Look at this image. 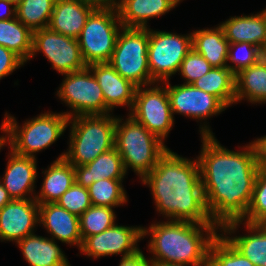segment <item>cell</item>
I'll return each instance as SVG.
<instances>
[{"mask_svg":"<svg viewBox=\"0 0 266 266\" xmlns=\"http://www.w3.org/2000/svg\"><path fill=\"white\" fill-rule=\"evenodd\" d=\"M261 60V48L249 42L230 43L227 67L236 75Z\"/></svg>","mask_w":266,"mask_h":266,"instance_id":"35","label":"cell"},{"mask_svg":"<svg viewBox=\"0 0 266 266\" xmlns=\"http://www.w3.org/2000/svg\"><path fill=\"white\" fill-rule=\"evenodd\" d=\"M122 27L114 3L96 7L91 12L78 37L81 55L87 66L110 61Z\"/></svg>","mask_w":266,"mask_h":266,"instance_id":"7","label":"cell"},{"mask_svg":"<svg viewBox=\"0 0 266 266\" xmlns=\"http://www.w3.org/2000/svg\"><path fill=\"white\" fill-rule=\"evenodd\" d=\"M128 114L163 142L175 122L166 86L158 82L137 87L134 105Z\"/></svg>","mask_w":266,"mask_h":266,"instance_id":"11","label":"cell"},{"mask_svg":"<svg viewBox=\"0 0 266 266\" xmlns=\"http://www.w3.org/2000/svg\"><path fill=\"white\" fill-rule=\"evenodd\" d=\"M229 44L219 24L214 28L192 32V48L202 55L212 67H227Z\"/></svg>","mask_w":266,"mask_h":266,"instance_id":"26","label":"cell"},{"mask_svg":"<svg viewBox=\"0 0 266 266\" xmlns=\"http://www.w3.org/2000/svg\"><path fill=\"white\" fill-rule=\"evenodd\" d=\"M15 17L16 6H14L8 0H0V20H9Z\"/></svg>","mask_w":266,"mask_h":266,"instance_id":"41","label":"cell"},{"mask_svg":"<svg viewBox=\"0 0 266 266\" xmlns=\"http://www.w3.org/2000/svg\"><path fill=\"white\" fill-rule=\"evenodd\" d=\"M192 85L214 95L227 108L235 104V74L228 67H212Z\"/></svg>","mask_w":266,"mask_h":266,"instance_id":"28","label":"cell"},{"mask_svg":"<svg viewBox=\"0 0 266 266\" xmlns=\"http://www.w3.org/2000/svg\"><path fill=\"white\" fill-rule=\"evenodd\" d=\"M262 15L265 18V22H266V7L264 8V10L261 11Z\"/></svg>","mask_w":266,"mask_h":266,"instance_id":"48","label":"cell"},{"mask_svg":"<svg viewBox=\"0 0 266 266\" xmlns=\"http://www.w3.org/2000/svg\"><path fill=\"white\" fill-rule=\"evenodd\" d=\"M240 225L246 226L247 234L235 236ZM219 230L255 266H266V224H250L237 220L225 223Z\"/></svg>","mask_w":266,"mask_h":266,"instance_id":"19","label":"cell"},{"mask_svg":"<svg viewBox=\"0 0 266 266\" xmlns=\"http://www.w3.org/2000/svg\"><path fill=\"white\" fill-rule=\"evenodd\" d=\"M63 76L64 79L55 95L72 109L69 112H63L64 114L69 118L106 114V104L101 87L88 67Z\"/></svg>","mask_w":266,"mask_h":266,"instance_id":"10","label":"cell"},{"mask_svg":"<svg viewBox=\"0 0 266 266\" xmlns=\"http://www.w3.org/2000/svg\"><path fill=\"white\" fill-rule=\"evenodd\" d=\"M8 162L0 180L11 199H34L37 173V158L8 152ZM35 192V193H34Z\"/></svg>","mask_w":266,"mask_h":266,"instance_id":"16","label":"cell"},{"mask_svg":"<svg viewBox=\"0 0 266 266\" xmlns=\"http://www.w3.org/2000/svg\"><path fill=\"white\" fill-rule=\"evenodd\" d=\"M86 3H90L95 7H103L114 3V0H80Z\"/></svg>","mask_w":266,"mask_h":266,"instance_id":"44","label":"cell"},{"mask_svg":"<svg viewBox=\"0 0 266 266\" xmlns=\"http://www.w3.org/2000/svg\"><path fill=\"white\" fill-rule=\"evenodd\" d=\"M38 220L39 203L35 199H12L0 209V241L17 243L35 233Z\"/></svg>","mask_w":266,"mask_h":266,"instance_id":"15","label":"cell"},{"mask_svg":"<svg viewBox=\"0 0 266 266\" xmlns=\"http://www.w3.org/2000/svg\"><path fill=\"white\" fill-rule=\"evenodd\" d=\"M148 44L149 28L122 27L109 61L116 72L137 87L156 83L149 71Z\"/></svg>","mask_w":266,"mask_h":266,"instance_id":"8","label":"cell"},{"mask_svg":"<svg viewBox=\"0 0 266 266\" xmlns=\"http://www.w3.org/2000/svg\"><path fill=\"white\" fill-rule=\"evenodd\" d=\"M101 87L106 114H111L116 107H128L132 110L137 86L123 78L115 69L107 63H96L87 66Z\"/></svg>","mask_w":266,"mask_h":266,"instance_id":"17","label":"cell"},{"mask_svg":"<svg viewBox=\"0 0 266 266\" xmlns=\"http://www.w3.org/2000/svg\"><path fill=\"white\" fill-rule=\"evenodd\" d=\"M96 7L80 0H55L48 28L78 39L88 16Z\"/></svg>","mask_w":266,"mask_h":266,"instance_id":"20","label":"cell"},{"mask_svg":"<svg viewBox=\"0 0 266 266\" xmlns=\"http://www.w3.org/2000/svg\"><path fill=\"white\" fill-rule=\"evenodd\" d=\"M123 27L149 28L148 20L169 13L178 6L174 0H114Z\"/></svg>","mask_w":266,"mask_h":266,"instance_id":"21","label":"cell"},{"mask_svg":"<svg viewBox=\"0 0 266 266\" xmlns=\"http://www.w3.org/2000/svg\"><path fill=\"white\" fill-rule=\"evenodd\" d=\"M11 200L12 199L9 196L8 191L3 187V184L0 180V209Z\"/></svg>","mask_w":266,"mask_h":266,"instance_id":"42","label":"cell"},{"mask_svg":"<svg viewBox=\"0 0 266 266\" xmlns=\"http://www.w3.org/2000/svg\"><path fill=\"white\" fill-rule=\"evenodd\" d=\"M74 170L75 182L85 188L101 179H125L127 174L115 147L86 165L74 166Z\"/></svg>","mask_w":266,"mask_h":266,"instance_id":"24","label":"cell"},{"mask_svg":"<svg viewBox=\"0 0 266 266\" xmlns=\"http://www.w3.org/2000/svg\"><path fill=\"white\" fill-rule=\"evenodd\" d=\"M43 53L52 68L61 75L85 69L78 39H74L47 28L33 31L32 52L29 58Z\"/></svg>","mask_w":266,"mask_h":266,"instance_id":"13","label":"cell"},{"mask_svg":"<svg viewBox=\"0 0 266 266\" xmlns=\"http://www.w3.org/2000/svg\"><path fill=\"white\" fill-rule=\"evenodd\" d=\"M216 224L167 220L142 227V239L150 236V262L184 266H207L208 251L220 233ZM205 232V233H204Z\"/></svg>","mask_w":266,"mask_h":266,"instance_id":"3","label":"cell"},{"mask_svg":"<svg viewBox=\"0 0 266 266\" xmlns=\"http://www.w3.org/2000/svg\"><path fill=\"white\" fill-rule=\"evenodd\" d=\"M250 224H266V169L260 168L246 215L241 219Z\"/></svg>","mask_w":266,"mask_h":266,"instance_id":"34","label":"cell"},{"mask_svg":"<svg viewBox=\"0 0 266 266\" xmlns=\"http://www.w3.org/2000/svg\"><path fill=\"white\" fill-rule=\"evenodd\" d=\"M7 122V145L16 154L36 158L37 152L47 149L68 128L69 117L61 112H41L27 119L21 126L12 115L5 113Z\"/></svg>","mask_w":266,"mask_h":266,"instance_id":"6","label":"cell"},{"mask_svg":"<svg viewBox=\"0 0 266 266\" xmlns=\"http://www.w3.org/2000/svg\"><path fill=\"white\" fill-rule=\"evenodd\" d=\"M39 226L42 225L50 238L80 249L79 217L60 207L57 203L39 204Z\"/></svg>","mask_w":266,"mask_h":266,"instance_id":"18","label":"cell"},{"mask_svg":"<svg viewBox=\"0 0 266 266\" xmlns=\"http://www.w3.org/2000/svg\"><path fill=\"white\" fill-rule=\"evenodd\" d=\"M191 49V32L180 35L149 28L147 54L151 78L158 83L170 80L172 75L178 73L183 59Z\"/></svg>","mask_w":266,"mask_h":266,"instance_id":"9","label":"cell"},{"mask_svg":"<svg viewBox=\"0 0 266 266\" xmlns=\"http://www.w3.org/2000/svg\"><path fill=\"white\" fill-rule=\"evenodd\" d=\"M42 174L44 179L41 189L34 197L39 204L56 203L75 182L74 166L64 158L63 154H60L50 166L48 165Z\"/></svg>","mask_w":266,"mask_h":266,"instance_id":"22","label":"cell"},{"mask_svg":"<svg viewBox=\"0 0 266 266\" xmlns=\"http://www.w3.org/2000/svg\"><path fill=\"white\" fill-rule=\"evenodd\" d=\"M211 68L210 63L192 48L183 59L178 74L183 77L184 84H192L208 73Z\"/></svg>","mask_w":266,"mask_h":266,"instance_id":"37","label":"cell"},{"mask_svg":"<svg viewBox=\"0 0 266 266\" xmlns=\"http://www.w3.org/2000/svg\"><path fill=\"white\" fill-rule=\"evenodd\" d=\"M124 179H101L88 187L92 205L111 208L123 206L128 202L123 186Z\"/></svg>","mask_w":266,"mask_h":266,"instance_id":"30","label":"cell"},{"mask_svg":"<svg viewBox=\"0 0 266 266\" xmlns=\"http://www.w3.org/2000/svg\"><path fill=\"white\" fill-rule=\"evenodd\" d=\"M140 181L150 188L156 211L167 220L215 224L206 209L198 159L169 149Z\"/></svg>","mask_w":266,"mask_h":266,"instance_id":"2","label":"cell"},{"mask_svg":"<svg viewBox=\"0 0 266 266\" xmlns=\"http://www.w3.org/2000/svg\"><path fill=\"white\" fill-rule=\"evenodd\" d=\"M177 4H180L181 1L183 0H174Z\"/></svg>","mask_w":266,"mask_h":266,"instance_id":"49","label":"cell"},{"mask_svg":"<svg viewBox=\"0 0 266 266\" xmlns=\"http://www.w3.org/2000/svg\"><path fill=\"white\" fill-rule=\"evenodd\" d=\"M219 25L229 43L249 42L261 49L266 44V22L261 11L233 16Z\"/></svg>","mask_w":266,"mask_h":266,"instance_id":"25","label":"cell"},{"mask_svg":"<svg viewBox=\"0 0 266 266\" xmlns=\"http://www.w3.org/2000/svg\"><path fill=\"white\" fill-rule=\"evenodd\" d=\"M127 117L125 120L117 117L115 148L122 158L126 173L130 168L141 180L169 148L132 116Z\"/></svg>","mask_w":266,"mask_h":266,"instance_id":"5","label":"cell"},{"mask_svg":"<svg viewBox=\"0 0 266 266\" xmlns=\"http://www.w3.org/2000/svg\"><path fill=\"white\" fill-rule=\"evenodd\" d=\"M266 103V62L262 59L235 75V104L240 101Z\"/></svg>","mask_w":266,"mask_h":266,"instance_id":"27","label":"cell"},{"mask_svg":"<svg viewBox=\"0 0 266 266\" xmlns=\"http://www.w3.org/2000/svg\"><path fill=\"white\" fill-rule=\"evenodd\" d=\"M113 208L107 206L89 207L80 217V234L82 241L91 235H96L112 227L116 222Z\"/></svg>","mask_w":266,"mask_h":266,"instance_id":"33","label":"cell"},{"mask_svg":"<svg viewBox=\"0 0 266 266\" xmlns=\"http://www.w3.org/2000/svg\"><path fill=\"white\" fill-rule=\"evenodd\" d=\"M33 31L16 17L0 20V45L18 55L25 63L32 52Z\"/></svg>","mask_w":266,"mask_h":266,"instance_id":"29","label":"cell"},{"mask_svg":"<svg viewBox=\"0 0 266 266\" xmlns=\"http://www.w3.org/2000/svg\"><path fill=\"white\" fill-rule=\"evenodd\" d=\"M141 240L142 226L115 223L101 233L86 237L79 250L81 254L94 259L111 255H121V258H125L141 250L138 245Z\"/></svg>","mask_w":266,"mask_h":266,"instance_id":"14","label":"cell"},{"mask_svg":"<svg viewBox=\"0 0 266 266\" xmlns=\"http://www.w3.org/2000/svg\"><path fill=\"white\" fill-rule=\"evenodd\" d=\"M162 84L167 89L173 118L174 114H180L193 120H204L199 129L201 136L214 134L206 120L213 115L221 114L227 108L217 97L195 88L192 84L183 83L172 86L169 80Z\"/></svg>","mask_w":266,"mask_h":266,"instance_id":"12","label":"cell"},{"mask_svg":"<svg viewBox=\"0 0 266 266\" xmlns=\"http://www.w3.org/2000/svg\"><path fill=\"white\" fill-rule=\"evenodd\" d=\"M16 245L29 266H70L57 241L52 238L33 233L18 241Z\"/></svg>","mask_w":266,"mask_h":266,"instance_id":"23","label":"cell"},{"mask_svg":"<svg viewBox=\"0 0 266 266\" xmlns=\"http://www.w3.org/2000/svg\"><path fill=\"white\" fill-rule=\"evenodd\" d=\"M207 266H255L244 257L222 234L210 244Z\"/></svg>","mask_w":266,"mask_h":266,"instance_id":"32","label":"cell"},{"mask_svg":"<svg viewBox=\"0 0 266 266\" xmlns=\"http://www.w3.org/2000/svg\"><path fill=\"white\" fill-rule=\"evenodd\" d=\"M119 266H151V262L148 257L146 258L141 249L132 256L121 258Z\"/></svg>","mask_w":266,"mask_h":266,"instance_id":"39","label":"cell"},{"mask_svg":"<svg viewBox=\"0 0 266 266\" xmlns=\"http://www.w3.org/2000/svg\"><path fill=\"white\" fill-rule=\"evenodd\" d=\"M55 0H23L16 7V18L32 31L47 28Z\"/></svg>","mask_w":266,"mask_h":266,"instance_id":"31","label":"cell"},{"mask_svg":"<svg viewBox=\"0 0 266 266\" xmlns=\"http://www.w3.org/2000/svg\"><path fill=\"white\" fill-rule=\"evenodd\" d=\"M116 120L112 114L69 118V147L62 153L64 158L73 166H83L114 148Z\"/></svg>","mask_w":266,"mask_h":266,"instance_id":"4","label":"cell"},{"mask_svg":"<svg viewBox=\"0 0 266 266\" xmlns=\"http://www.w3.org/2000/svg\"><path fill=\"white\" fill-rule=\"evenodd\" d=\"M56 203L78 217L92 206L88 188L78 185L76 182L63 193Z\"/></svg>","mask_w":266,"mask_h":266,"instance_id":"36","label":"cell"},{"mask_svg":"<svg viewBox=\"0 0 266 266\" xmlns=\"http://www.w3.org/2000/svg\"><path fill=\"white\" fill-rule=\"evenodd\" d=\"M8 1L17 7L23 0H8Z\"/></svg>","mask_w":266,"mask_h":266,"instance_id":"47","label":"cell"},{"mask_svg":"<svg viewBox=\"0 0 266 266\" xmlns=\"http://www.w3.org/2000/svg\"><path fill=\"white\" fill-rule=\"evenodd\" d=\"M261 59L266 62V44L261 49Z\"/></svg>","mask_w":266,"mask_h":266,"instance_id":"46","label":"cell"},{"mask_svg":"<svg viewBox=\"0 0 266 266\" xmlns=\"http://www.w3.org/2000/svg\"><path fill=\"white\" fill-rule=\"evenodd\" d=\"M26 64L18 55L0 45V80Z\"/></svg>","mask_w":266,"mask_h":266,"instance_id":"38","label":"cell"},{"mask_svg":"<svg viewBox=\"0 0 266 266\" xmlns=\"http://www.w3.org/2000/svg\"><path fill=\"white\" fill-rule=\"evenodd\" d=\"M256 151V158L260 168L266 169V135L251 141Z\"/></svg>","mask_w":266,"mask_h":266,"instance_id":"40","label":"cell"},{"mask_svg":"<svg viewBox=\"0 0 266 266\" xmlns=\"http://www.w3.org/2000/svg\"><path fill=\"white\" fill-rule=\"evenodd\" d=\"M200 137L196 158L205 205L210 219L220 228L246 215L260 166L252 142L233 151L221 146L215 135Z\"/></svg>","mask_w":266,"mask_h":266,"instance_id":"1","label":"cell"},{"mask_svg":"<svg viewBox=\"0 0 266 266\" xmlns=\"http://www.w3.org/2000/svg\"><path fill=\"white\" fill-rule=\"evenodd\" d=\"M151 266H184V265L168 264L162 262H151Z\"/></svg>","mask_w":266,"mask_h":266,"instance_id":"45","label":"cell"},{"mask_svg":"<svg viewBox=\"0 0 266 266\" xmlns=\"http://www.w3.org/2000/svg\"><path fill=\"white\" fill-rule=\"evenodd\" d=\"M0 127H1L0 129L2 133L5 134V135L2 134V136H0V151H1V149H3L2 147L7 146L6 144H8L7 143V122H6L5 116H4V119Z\"/></svg>","mask_w":266,"mask_h":266,"instance_id":"43","label":"cell"}]
</instances>
